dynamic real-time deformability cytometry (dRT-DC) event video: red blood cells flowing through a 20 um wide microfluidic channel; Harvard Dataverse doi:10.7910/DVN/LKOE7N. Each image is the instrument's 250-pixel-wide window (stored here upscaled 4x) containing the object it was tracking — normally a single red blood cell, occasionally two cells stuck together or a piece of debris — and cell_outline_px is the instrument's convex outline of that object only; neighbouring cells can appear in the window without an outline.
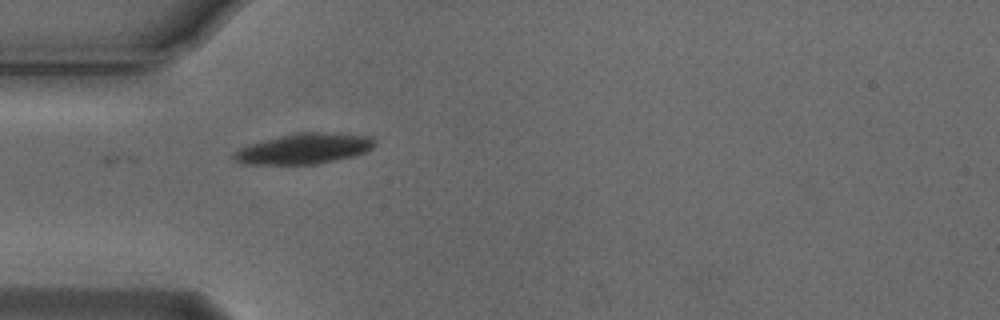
{"species": "Egyptian fruit bat (a non-hibernating species)", "species_latin": "Rousettus aegyptiacus", "temperature_condition": "cold", "stored_images_in_passage": 5, "camera_frame_rate_fps": 3000, "um_per_image_px": 0.085, "animal": {"sex": "male"}, "frame": {"image": 1, "passage_image": 5, "time_ms": 1.333, "image_size_px": [1000, 320], "cell_outline_px": [[372, 148], [364, 152], [352, 156], [336, 160], [316, 164], [240, 164], [232, 160], [232, 152], [248, 144], [260, 140], [300, 132], [340, 132], [372, 136]], "centroid_in_image_um": [25.78, 12.63], "position_along_channel_um": 59.2, "area_um2": 25.26}}